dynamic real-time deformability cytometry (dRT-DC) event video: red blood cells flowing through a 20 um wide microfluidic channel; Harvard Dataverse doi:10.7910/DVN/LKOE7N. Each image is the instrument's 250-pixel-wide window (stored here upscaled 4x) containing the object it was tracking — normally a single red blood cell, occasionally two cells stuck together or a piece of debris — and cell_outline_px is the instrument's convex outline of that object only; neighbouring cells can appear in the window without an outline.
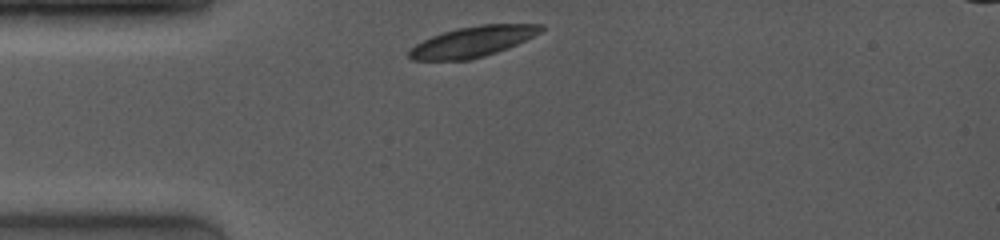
{"species": "common noctule bat (a hibernating species)", "species_latin": "Nyctalus noctula", "temperature_condition": "room temperature", "stored_images_in_passage": 1, "camera_frame_rate_fps": 4000, "um_per_image_px": 0.085, "animal": {"sex": "female", "body_mass_g": 19.0, "forearm_length_mm": 53.3}, "frame": {"image": 1, "passage_image": 1, "time_ms": 0.0, "image_size_px": [1000, 240], "cell_outline_px": [[544, 28], [540, 32], [508, 48], [472, 60], [412, 60], [408, 56], [408, 52], [416, 44], [432, 36], [456, 28], [480, 24], [544, 24]], "centroid_in_image_um": [40.17, 3.54], "position_along_channel_um": 44.8, "area_um2": 23.29}}